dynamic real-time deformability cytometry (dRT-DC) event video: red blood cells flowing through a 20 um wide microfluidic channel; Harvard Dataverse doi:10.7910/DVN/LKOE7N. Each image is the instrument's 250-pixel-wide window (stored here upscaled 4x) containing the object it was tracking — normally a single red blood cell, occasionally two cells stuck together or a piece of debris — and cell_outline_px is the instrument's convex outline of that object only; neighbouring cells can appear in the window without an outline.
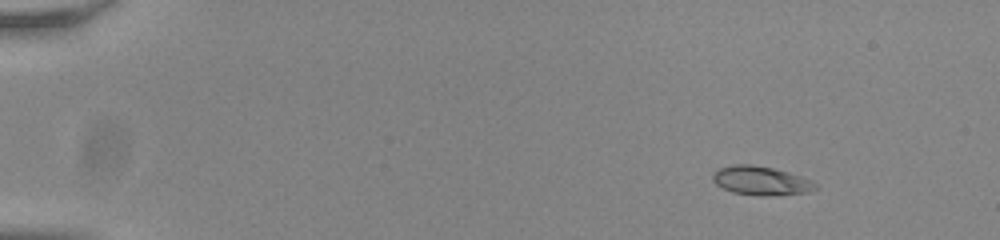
{"species": "common noctule bat (a hibernating species)", "species_latin": "Nyctalus noctula", "temperature_condition": "room temperature", "stored_images_in_passage": 55, "camera_frame_rate_fps": 3000, "um_per_image_px": 0.085, "animal": {"sex": "male", "body_mass_g": 20.0, "forearm_length_mm": 53.3}, "frame": {"image": 1, "passage_image": 7, "time_ms": 2.0, "image_size_px": [1000, 240], "cell_outline_px": [[820, 184], [816, 188], [808, 192], [768, 196], [760, 196], [732, 192], [716, 184], [712, 180], [712, 172], [716, 168], [732, 164], [752, 164], [772, 168], [788, 172], [812, 180]], "centroid_in_image_um": [64.66, 15.35], "position_along_channel_um": 20.3, "area_um2": 17.51}}
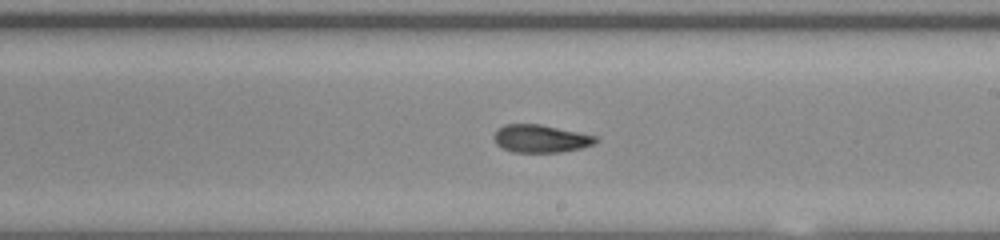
{"frame": {"image": 2, "passage_image": 34, "time_ms": 11.0, "image_size_px": [1000, 240], "cell_outline_px": [[600, 140], [592, 144], [580, 148], [560, 152], [512, 152], [496, 144], [492, 136], [504, 124], [540, 124], [600, 136]], "centroid_in_image_um": [45.99, 11.78], "position_along_channel_um": 243.0, "area_um2": 16.53}}
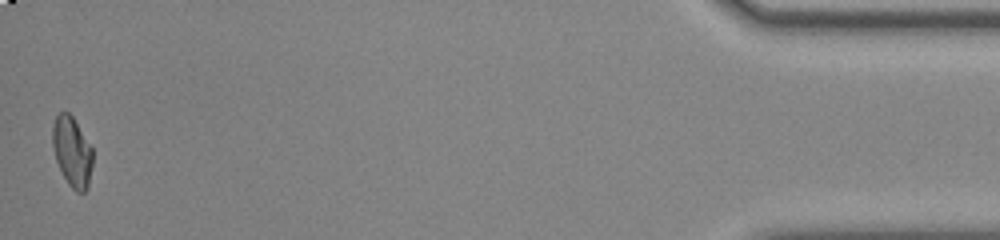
{"frame": {"image": 3, "passage_image": 55, "time_ms": 18.0, "image_size_px": [1000, 240], "cell_outline_px": [[92, 164], [88, 188], [84, 192], [76, 192], [68, 184], [56, 160], [52, 144], [52, 124], [56, 116], [60, 112], [68, 112], [72, 116], [92, 148]], "centroid_in_image_um": [6.12, 12.9], "position_along_channel_um": 429.1, "area_um2": 16.24}, "authors_computed_cell_mechanics": {"area_um2": 16.762, "velocity_mm_per_s": 3.8155, "shape_relaxation_time_tau1_ms": 9.6706, "shape_relaxation_time_tau2_ms": 1.5856, "deformation_change_tau1": 0.2331, "deformation_change_tau2": 0.0625}}